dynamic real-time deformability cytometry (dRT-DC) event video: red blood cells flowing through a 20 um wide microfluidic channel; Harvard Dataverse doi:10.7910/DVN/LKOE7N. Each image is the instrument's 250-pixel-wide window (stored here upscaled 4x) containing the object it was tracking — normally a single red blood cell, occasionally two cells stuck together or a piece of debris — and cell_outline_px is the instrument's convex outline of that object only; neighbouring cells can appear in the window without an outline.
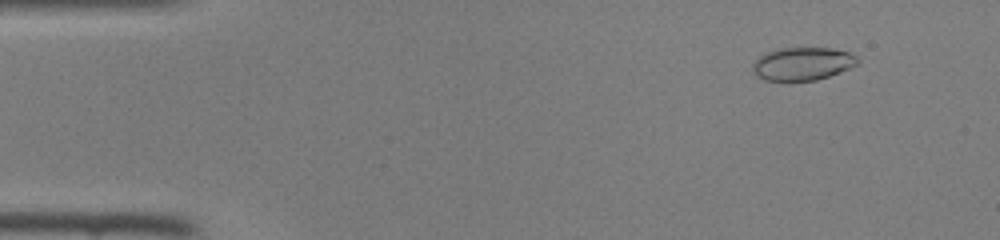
{"species": "common noctule bat (a hibernating species)", "species_latin": "Nyctalus noctula", "temperature_condition": "room temperature", "stored_images_in_passage": 46, "camera_frame_rate_fps": 3000, "um_per_image_px": 0.085, "animal": {"sex": "female", "body_mass_g": 22.0, "forearm_length_mm": 56.7}, "frame": {"image": 1, "passage_image": 5, "time_ms": 1.333, "image_size_px": [1000, 240], "cell_outline_px": [[860, 64], [828, 76], [816, 80], [764, 80], [756, 76], [752, 68], [752, 64], [760, 56], [768, 52], [780, 48], [832, 48], [848, 52], [856, 56], [860, 60]], "centroid_in_image_um": [68.24, 5.41], "position_along_channel_um": 16.8, "area_um2": 20.06}}
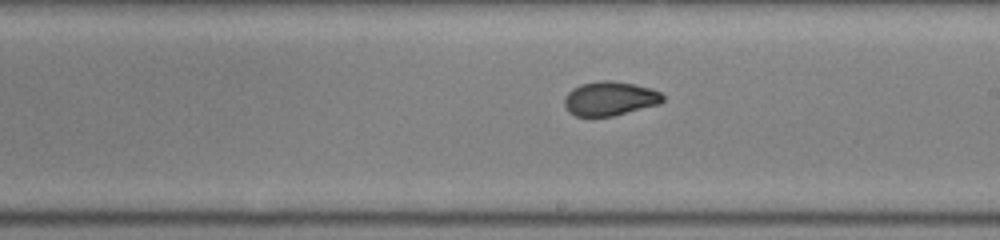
{"frame": {"image": 2, "passage_image": 27, "time_ms": 8.667, "image_size_px": [1000, 240], "cell_outline_px": [[664, 100], [660, 104], [612, 116], [576, 116], [568, 112], [564, 104], [564, 96], [572, 88], [580, 84], [604, 80], [608, 80], [632, 84], [652, 88], [660, 92], [664, 96]], "centroid_in_image_um": [51.83, 8.38], "position_along_channel_um": 237.2, "area_um2": 19.59}}
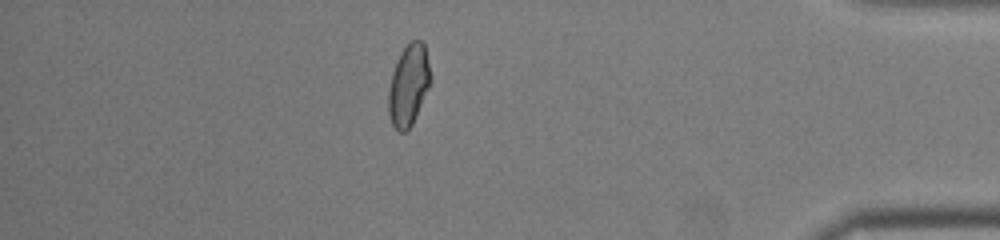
{"frame": {"image": 3, "passage_image": 41, "time_ms": 13.333, "image_size_px": [1000, 240], "cell_outline_px": [[432, 80], [416, 116], [412, 124], [404, 132], [400, 132], [392, 124], [388, 112], [388, 92], [392, 72], [396, 60], [400, 52], [412, 40], [420, 40], [424, 44], [432, 76]], "centroid_in_image_um": [34.73, 7.22], "position_along_channel_um": 400.5, "area_um2": 19.94}}